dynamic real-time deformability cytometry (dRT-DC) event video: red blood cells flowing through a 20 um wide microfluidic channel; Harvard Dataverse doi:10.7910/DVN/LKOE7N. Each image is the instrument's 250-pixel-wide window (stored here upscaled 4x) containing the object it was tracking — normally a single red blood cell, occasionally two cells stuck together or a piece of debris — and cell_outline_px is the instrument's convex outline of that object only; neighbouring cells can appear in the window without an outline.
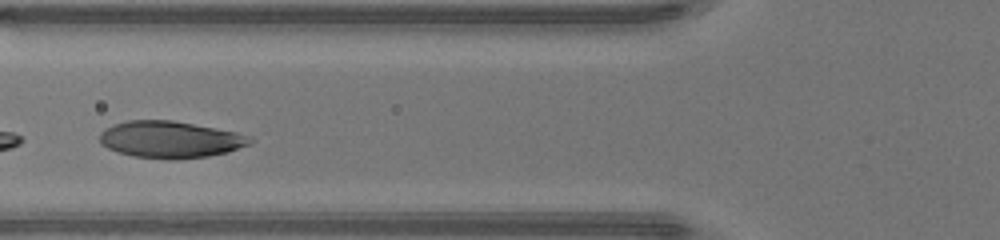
{"species": "human", "species_latin": "Homo sapiens", "temperature_condition": "warm", "stored_images_in_passage": 26, "camera_frame_rate_fps": 3000, "um_per_image_px": 0.085, "donor": {"sex": "male"}, "frame": {"image": 1, "passage_image": 5, "time_ms": 1.333, "image_size_px": [1000, 240], "cell_outline_px": [[252, 144], [228, 152], [208, 156], [176, 160], [168, 160], [132, 156], [116, 152], [100, 144], [100, 132], [104, 128], [112, 124], [128, 120], [172, 120], [216, 128], [236, 132], [252, 136]], "centroid_in_image_um": [14.46, 11.87], "position_along_channel_um": 111.3, "area_um2": 32.71}}
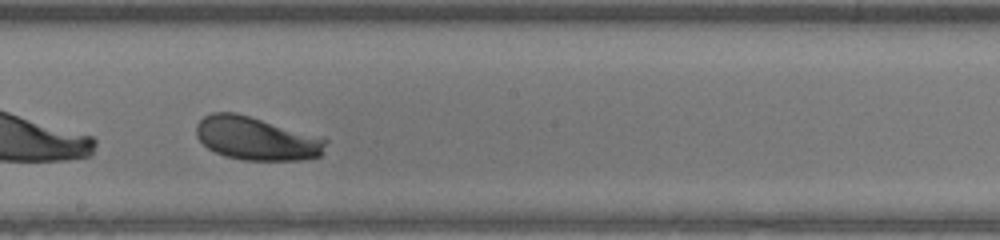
{"frame": {"image": 2, "passage_image": 13, "time_ms": 4.0, "image_size_px": [1000, 240], "cell_outline_px": [[328, 140], [320, 156], [300, 160], [244, 160], [224, 156], [208, 148], [196, 136], [196, 124], [204, 116], [212, 112], [236, 112]], "centroid_in_image_um": [21.73, 11.78], "position_along_channel_um": 226.5, "area_um2": 32.14}}
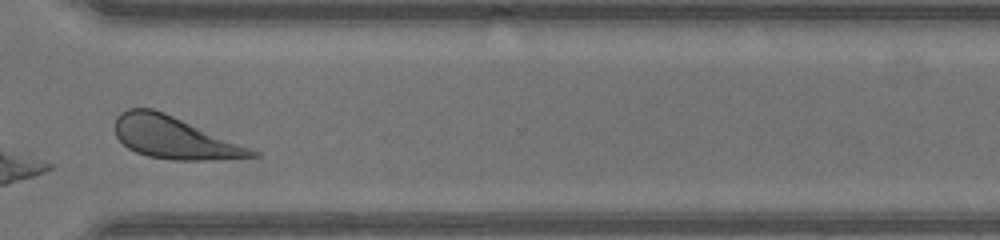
{"frame": {"image": 3, "passage_image": 22, "time_ms": 7.0, "image_size_px": [1000, 240], "cell_outline_px": [[260, 156], [212, 160], [172, 160], [148, 156], [136, 152], [128, 148], [116, 136], [116, 116], [120, 112], [128, 108], [152, 108], [164, 112], [260, 152]], "centroid_in_image_um": [14.8, 11.7], "position_along_channel_um": 355.8, "area_um2": 33.29}, "authors_computed_cell_mechanics": {"area_um2": 32.7437, "velocity_mm_per_s": 4.3262, "shape_relaxation_time_tau1_ms": 1.7431, "shape_relaxation_time_tau2_ms": null, "deformation_change_tau1": 0.1136, "deformation_change_tau2": null}}